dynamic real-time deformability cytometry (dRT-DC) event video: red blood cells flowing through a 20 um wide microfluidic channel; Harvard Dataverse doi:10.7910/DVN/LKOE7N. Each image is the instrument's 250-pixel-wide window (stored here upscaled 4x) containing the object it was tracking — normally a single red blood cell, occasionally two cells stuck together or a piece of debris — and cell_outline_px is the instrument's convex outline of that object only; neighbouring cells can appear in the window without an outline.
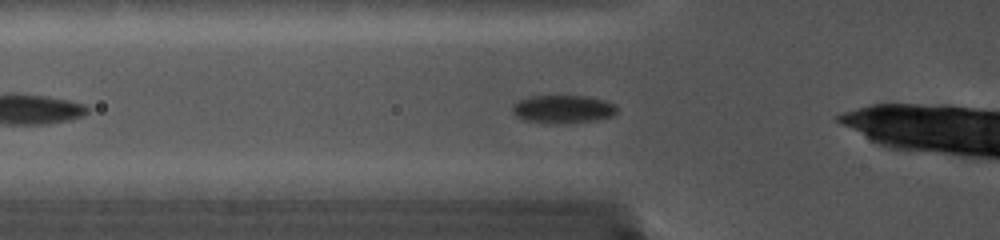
{"species": "common noctule bat (a hibernating species)", "species_latin": "Nyctalus noctula", "temperature_condition": "cold", "stored_images_in_passage": 60, "camera_frame_rate_fps": 5000, "um_per_image_px": 0.085, "animal": {"sex": "female", "body_mass_g": 19.0, "forearm_length_mm": 56.7}, "frame": {"image": 1, "passage_image": 6, "time_ms": 1.0, "image_size_px": [1000, 240], "cell_outline_px": [[616, 112], [612, 116], [596, 120], [524, 120], [516, 116], [512, 112], [512, 104], [516, 100], [532, 96], [588, 96], [604, 100], [616, 104]], "centroid_in_image_um": [47.84, 9.2], "position_along_channel_um": 78.0, "area_um2": 16.18}}
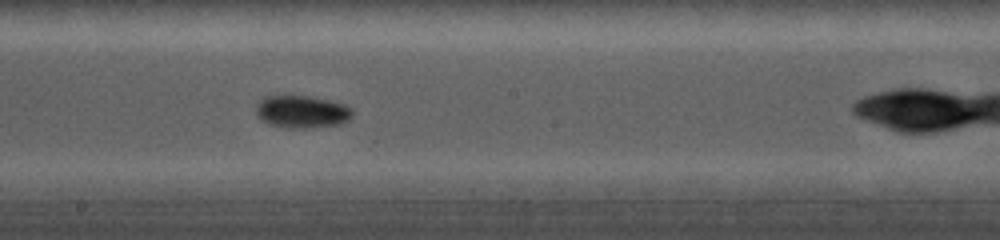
{"frame": {"image": 2, "passage_image": 25, "time_ms": 4.8, "image_size_px": [1000, 240], "cell_outline_px": [[352, 116], [348, 120], [340, 124], [308, 128], [288, 128], [268, 124], [260, 120], [256, 112], [256, 104], [264, 96], [308, 96], [328, 100], [344, 104], [352, 108]], "centroid_in_image_um": [25.64, 9.5], "position_along_channel_um": 222.6, "area_um2": 18.32}}
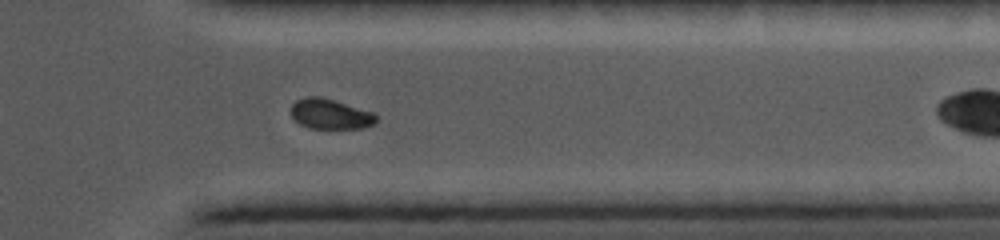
{"frame": {"image": 3, "passage_image": 46, "time_ms": 9.0, "image_size_px": [1000, 240], "cell_outline_px": [[376, 120], [372, 124], [360, 128], [308, 128], [300, 124], [288, 112], [292, 104], [296, 100], [308, 96], [316, 96], [332, 100], [372, 112], [376, 116]], "centroid_in_image_um": [27.99, 9.69], "position_along_channel_um": 383.4, "area_um2": 14.68}}